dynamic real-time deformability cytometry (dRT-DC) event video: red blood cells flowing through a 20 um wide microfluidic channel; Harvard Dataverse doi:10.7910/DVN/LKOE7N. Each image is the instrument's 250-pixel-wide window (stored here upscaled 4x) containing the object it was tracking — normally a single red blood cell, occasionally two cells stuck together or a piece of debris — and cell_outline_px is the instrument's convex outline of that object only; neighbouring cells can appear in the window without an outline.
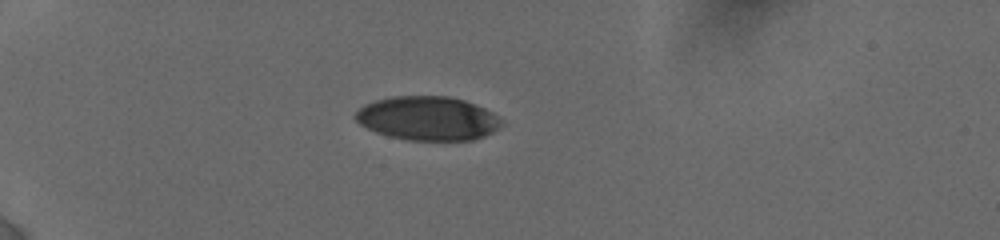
{"species": "human", "species_latin": "Homo sapiens", "temperature_condition": "cold", "stored_images_in_passage": 31, "camera_frame_rate_fps": 3000, "um_per_image_px": 0.085, "donor": {"sex": "female"}, "frame": {"image": 1, "passage_image": 1, "time_ms": 0.0, "image_size_px": [1000, 240], "cell_outline_px": [[504, 124], [492, 132], [484, 136], [472, 140], [408, 140], [388, 136], [376, 132], [360, 124], [352, 116], [364, 104], [376, 100], [392, 96], [448, 96], [464, 100], [476, 104], [492, 112], [504, 120]], "centroid_in_image_um": [36.37, 10.06], "position_along_channel_um": 48.6, "area_um2": 37.57}}
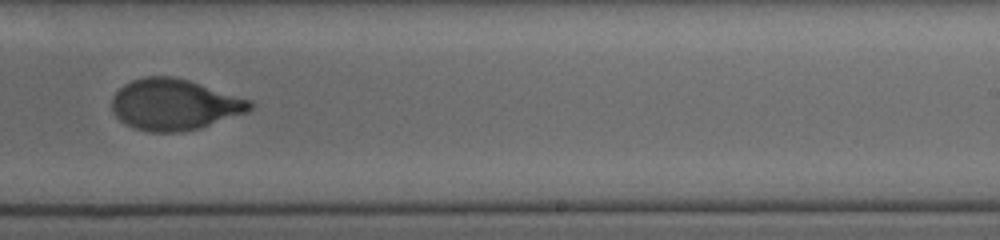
{"frame": {"image": 2, "passage_image": 18, "time_ms": 7.0, "image_size_px": [1000, 240], "cell_outline_px": [[256, 104], [248, 112], [200, 128], [180, 132], [148, 132], [132, 128], [120, 120], [112, 112], [112, 96], [124, 84], [132, 80], [144, 76], [172, 76], [188, 80], [252, 100]], "centroid_in_image_um": [14.83, 8.89], "position_along_channel_um": 274.2, "area_um2": 41.38}}
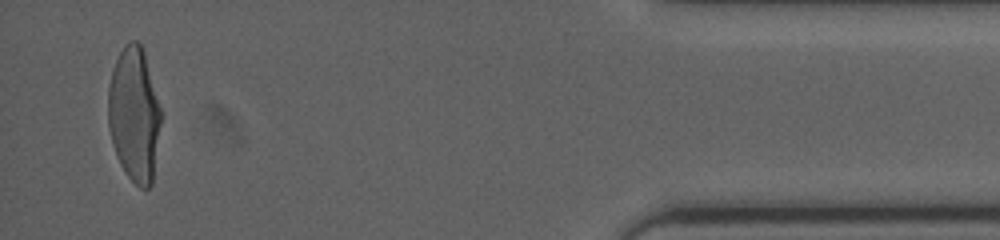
{"frame": {"image": 3, "passage_image": 31, "time_ms": 12.333, "image_size_px": [1000, 240], "cell_outline_px": [[164, 112], [152, 184], [148, 188], [140, 188], [124, 172], [116, 156], [112, 144], [108, 124], [108, 84], [112, 68], [124, 44], [132, 40], [136, 40], [140, 44], [144, 52]], "centroid_in_image_um": [11.44, 9.73], "position_along_channel_um": 423.8, "area_um2": 42.48}, "authors_computed_cell_mechanics": {"area_um2": 41.905, "velocity_mm_per_s": 3.8415, "shape_relaxation_time_tau1_ms": 3.6648, "shape_relaxation_time_tau2_ms": 0.618, "deformation_change_tau1": 0.1863, "deformation_change_tau2": 0.0516}}